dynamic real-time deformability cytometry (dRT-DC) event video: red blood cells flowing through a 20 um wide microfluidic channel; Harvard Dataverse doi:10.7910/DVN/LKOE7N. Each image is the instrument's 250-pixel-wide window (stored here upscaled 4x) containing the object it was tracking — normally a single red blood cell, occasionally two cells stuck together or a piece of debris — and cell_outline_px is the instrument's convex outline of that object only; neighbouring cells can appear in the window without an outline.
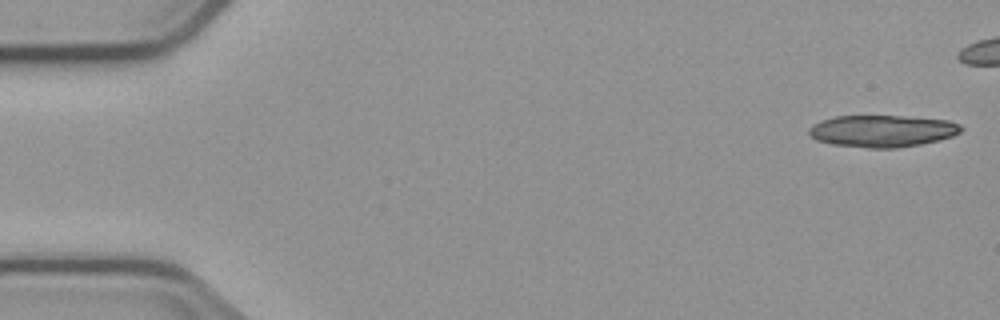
{"species": "common noctule bat (a hibernating species)", "species_latin": "Nyctalus noctula", "temperature_condition": "cold", "stored_images_in_passage": 5, "camera_frame_rate_fps": 3000, "um_per_image_px": 0.085, "animal": {"sex": "male", "body_mass_g": 23.1, "forearm_length_mm": 52.7}, "frame": {"image": 1, "passage_image": 1, "time_ms": 0.0, "image_size_px": [1000, 320], "cell_outline_px": [[964, 128], [960, 132], [952, 136], [940, 140], [920, 144], [896, 148], [868, 148], [832, 144], [816, 140], [808, 136], [808, 128], [812, 124], [820, 120], [836, 116], [900, 116], [948, 120], [960, 124]], "centroid_in_image_um": [74.96, 11.14], "position_along_channel_um": 10.0, "area_um2": 28.5}}
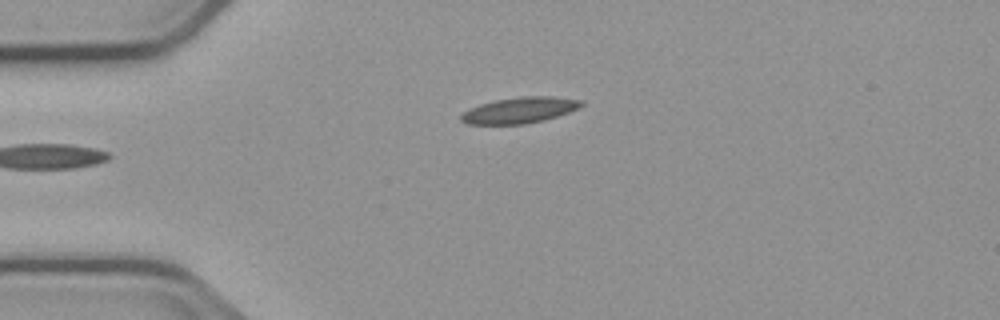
{"frame": {"image": 2, "passage_image": 5, "time_ms": 5.667, "image_size_px": [1000, 320], "cell_outline_px": [[584, 104], [580, 108], [544, 120], [524, 124], [468, 124], [460, 120], [460, 116], [468, 108], [480, 104], [496, 100], [524, 96], [552, 96], [584, 100]], "centroid_in_image_um": [44.19, 9.36], "position_along_channel_um": 40.8, "area_um2": 18.21}}